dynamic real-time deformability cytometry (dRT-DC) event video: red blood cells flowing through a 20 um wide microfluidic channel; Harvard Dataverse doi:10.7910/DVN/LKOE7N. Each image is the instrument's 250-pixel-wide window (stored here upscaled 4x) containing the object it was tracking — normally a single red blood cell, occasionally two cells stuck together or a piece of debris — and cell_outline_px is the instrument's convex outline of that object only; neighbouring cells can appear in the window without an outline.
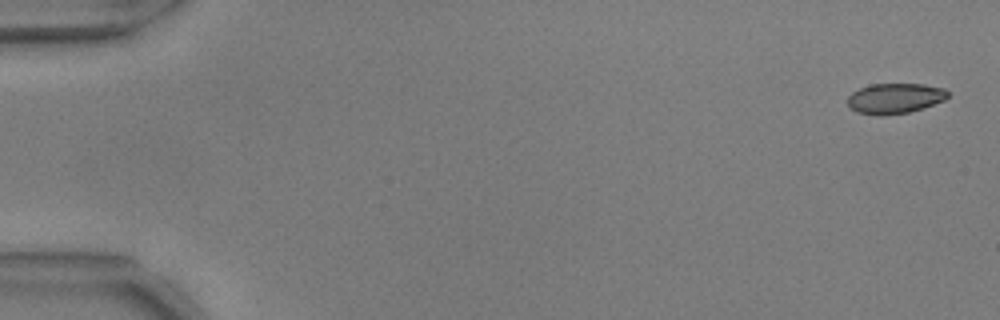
{"species": "common noctule bat (a hibernating species)", "species_latin": "Nyctalus noctula", "temperature_condition": "warm", "stored_images_in_passage": 54, "camera_frame_rate_fps": 3000, "um_per_image_px": 0.085, "animal": {"sex": "male", "body_mass_g": 17.9, "forearm_length_mm": 54.2}, "frame": {"image": 1, "passage_image": 1, "time_ms": 0.0, "image_size_px": [1000, 320], "cell_outline_px": [[948, 96], [944, 100], [924, 108], [908, 112], [884, 116], [876, 116], [856, 112], [848, 104], [848, 96], [852, 92], [860, 88], [872, 84], [924, 84], [944, 88], [948, 92]], "centroid_in_image_um": [76.06, 8.37], "position_along_channel_um": 8.9, "area_um2": 17.8}}
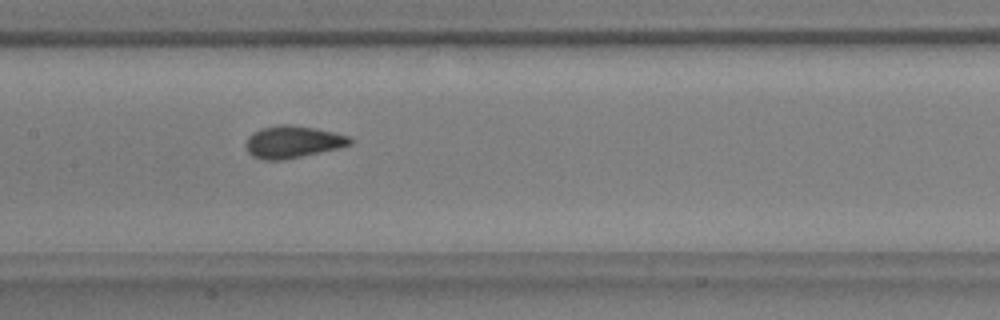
{"frame": {"image": 2, "passage_image": 27, "time_ms": 8.667, "image_size_px": [1000, 320], "cell_outline_px": [[352, 144], [340, 148], [284, 160], [264, 160], [252, 156], [248, 152], [244, 144], [248, 136], [252, 132], [260, 128], [280, 124], [288, 124], [316, 128], [336, 132], [348, 136], [352, 140]], "centroid_in_image_um": [24.87, 12.06], "position_along_channel_um": 182.5, "area_um2": 19.83}}
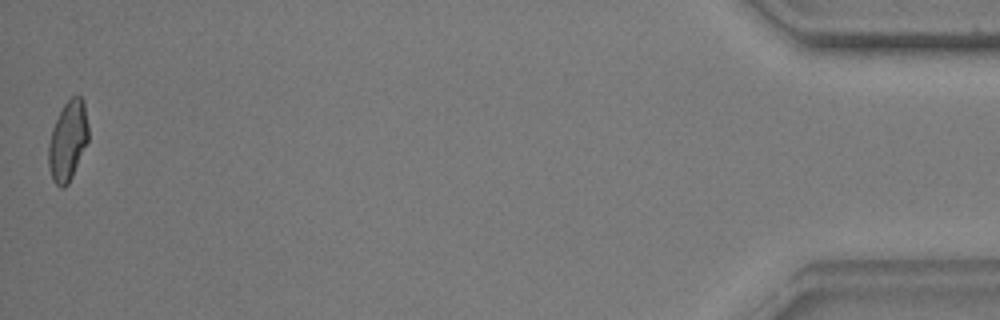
{"frame": {"image": 3, "passage_image": 54, "time_ms": 17.667, "image_size_px": [1000, 320], "cell_outline_px": [[88, 140], [72, 176], [68, 184], [64, 188], [60, 188], [52, 180], [48, 168], [48, 144], [52, 128], [64, 104], [76, 92], [84, 100], [88, 124]], "centroid_in_image_um": [5.76, 11.96], "position_along_channel_um": 429.4, "area_um2": 18.67}, "authors_computed_cell_mechanics": {"area_um2": 19.0162, "velocity_mm_per_s": 3.7169, "shape_relaxation_time_tau1_ms": 5.508, "shape_relaxation_time_tau2_ms": 0.7002, "deformation_change_tau1": 0.1446, "deformation_change_tau2": 0.0432}}